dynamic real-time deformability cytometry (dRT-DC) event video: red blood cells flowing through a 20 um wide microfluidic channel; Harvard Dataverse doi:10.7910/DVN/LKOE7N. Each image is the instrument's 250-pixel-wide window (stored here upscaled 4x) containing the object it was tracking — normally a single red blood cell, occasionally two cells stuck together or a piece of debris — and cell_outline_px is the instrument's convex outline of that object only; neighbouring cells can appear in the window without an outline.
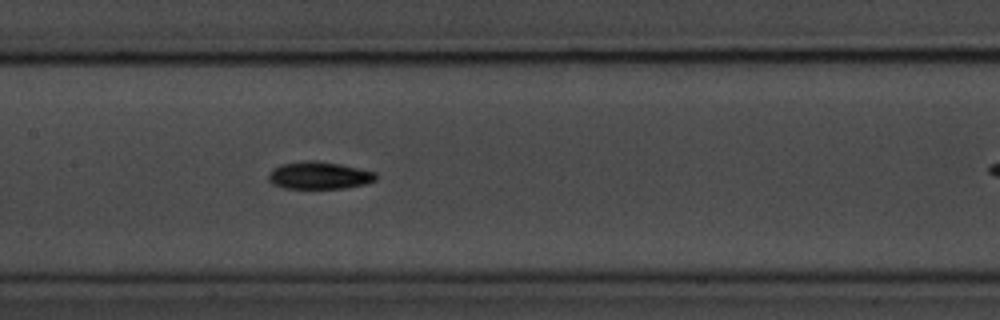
{"species": "common noctule bat (a hibernating species)", "species_latin": "Nyctalus noctula", "temperature_condition": "room temperature", "stored_images_in_passage": 44, "camera_frame_rate_fps": 3000, "um_per_image_px": 0.085, "animal": {"sex": "male", "body_mass_g": 20.1, "forearm_length_mm": 53.5}, "frame": {"image": 1, "passage_image": 26, "time_ms": 8.333, "image_size_px": [1000, 320], "cell_outline_px": [[376, 180], [368, 184], [344, 188], [284, 188], [272, 184], [268, 180], [268, 176], [272, 168], [280, 164], [308, 160], [316, 160], [340, 164], [376, 172]], "centroid_in_image_um": [27.12, 14.91], "position_along_channel_um": 180.3, "area_um2": 17.28}}